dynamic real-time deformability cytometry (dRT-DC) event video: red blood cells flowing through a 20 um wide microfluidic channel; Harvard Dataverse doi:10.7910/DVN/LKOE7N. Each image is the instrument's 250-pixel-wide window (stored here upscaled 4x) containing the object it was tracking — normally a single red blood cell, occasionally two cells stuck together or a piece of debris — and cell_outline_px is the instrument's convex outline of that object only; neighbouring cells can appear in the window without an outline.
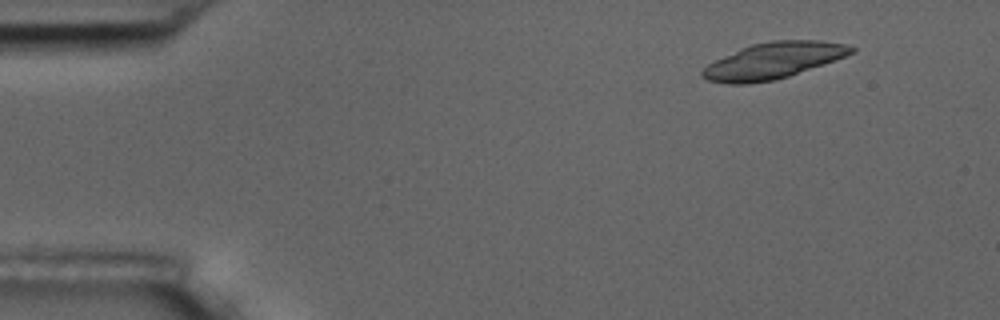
{"species": "common noctule bat (a hibernating species)", "species_latin": "Nyctalus noctula", "temperature_condition": "room temperature", "stored_images_in_passage": 5, "camera_frame_rate_fps": 3000, "um_per_image_px": 0.085, "animal": {"sex": "male", "body_mass_g": 17.5, "forearm_length_mm": 52.3}, "frame": {"image": 1, "passage_image": 2, "time_ms": 1.0, "image_size_px": [1000, 320], "cell_outline_px": [[856, 52], [824, 64], [776, 80], [748, 84], [728, 84], [708, 80], [700, 76], [700, 72], [708, 64], [740, 48], [752, 44], [772, 40], [816, 40], [844, 44], [856, 48]], "centroid_in_image_um": [65.71, 5.16], "position_along_channel_um": 19.3, "area_um2": 31.33}}